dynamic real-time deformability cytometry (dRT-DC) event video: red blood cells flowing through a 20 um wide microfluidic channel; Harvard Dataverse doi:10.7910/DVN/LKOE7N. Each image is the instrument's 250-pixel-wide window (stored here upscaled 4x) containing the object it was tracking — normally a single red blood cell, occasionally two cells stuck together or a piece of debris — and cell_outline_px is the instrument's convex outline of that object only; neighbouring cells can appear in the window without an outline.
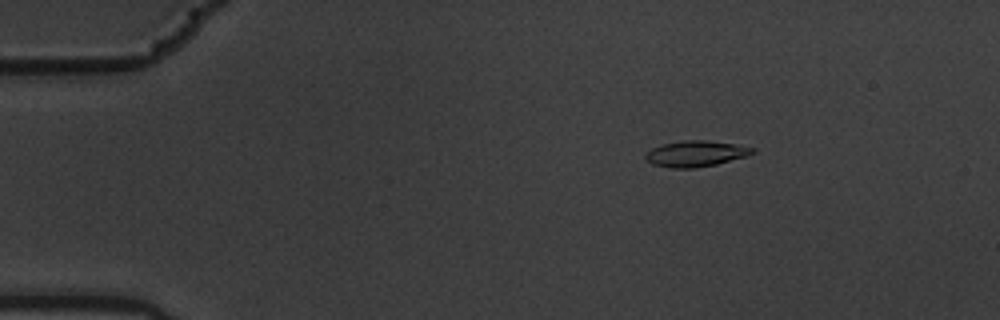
{"species": "common noctule bat (a hibernating species)", "species_latin": "Nyctalus noctula", "temperature_condition": "warm", "stored_images_in_passage": 5, "camera_frame_rate_fps": 3000, "um_per_image_px": 0.085, "animal": {"sex": "male", "body_mass_g": 19.5, "forearm_length_mm": 54.6}, "frame": {"image": 1, "passage_image": 3, "time_ms": 0.667, "image_size_px": [1000, 320], "cell_outline_px": [[756, 152], [748, 156], [716, 164], [692, 168], [672, 168], [652, 164], [644, 156], [652, 148], [664, 144], [684, 140], [704, 140], [732, 144], [756, 148]], "centroid_in_image_um": [59.17, 13.06], "position_along_channel_um": 25.8, "area_um2": 15.95}}